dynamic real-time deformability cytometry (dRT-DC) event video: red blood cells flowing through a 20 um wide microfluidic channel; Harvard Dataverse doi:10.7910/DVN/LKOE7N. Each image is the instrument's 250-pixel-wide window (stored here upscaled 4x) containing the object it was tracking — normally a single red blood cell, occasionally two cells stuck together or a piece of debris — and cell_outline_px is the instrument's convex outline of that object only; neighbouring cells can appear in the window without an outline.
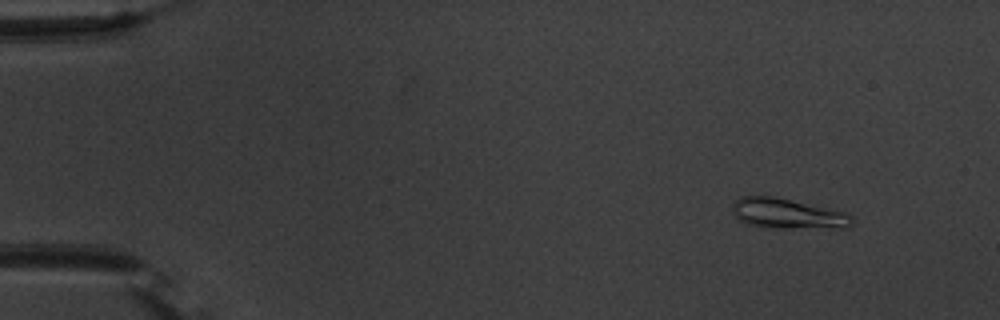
{"species": "common noctule bat (a hibernating species)", "species_latin": "Nyctalus noctula", "temperature_condition": "warm", "stored_images_in_passage": 55, "camera_frame_rate_fps": 3000, "um_per_image_px": 0.085, "animal": {"sex": "male", "body_mass_g": 20.1, "forearm_length_mm": 53.5}, "frame": {"image": 1, "passage_image": 6, "time_ms": 1.667, "image_size_px": [1000, 320], "cell_outline_px": [[852, 224], [848, 228], [784, 228], [748, 224], [740, 220], [732, 212], [732, 204], [740, 196], [772, 196], [848, 212], [852, 216]], "centroid_in_image_um": [66.99, 18.16], "position_along_channel_um": 18.0, "area_um2": 20.98}}
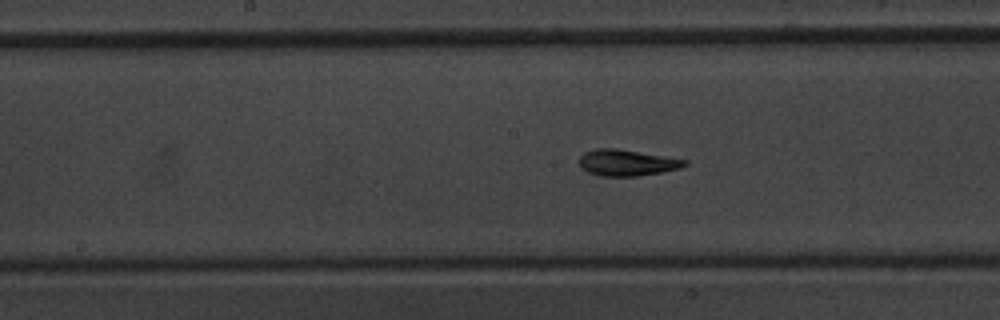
{"frame": {"image": 2, "passage_image": 29, "time_ms": 9.333, "image_size_px": [1000, 320], "cell_outline_px": [[688, 164], [680, 168], [660, 172], [636, 176], [600, 176], [588, 172], [580, 168], [580, 156], [584, 152], [596, 148], [616, 148], [688, 160]], "centroid_in_image_um": [53.26, 13.82], "position_along_channel_um": 194.9, "area_um2": 16.07}}
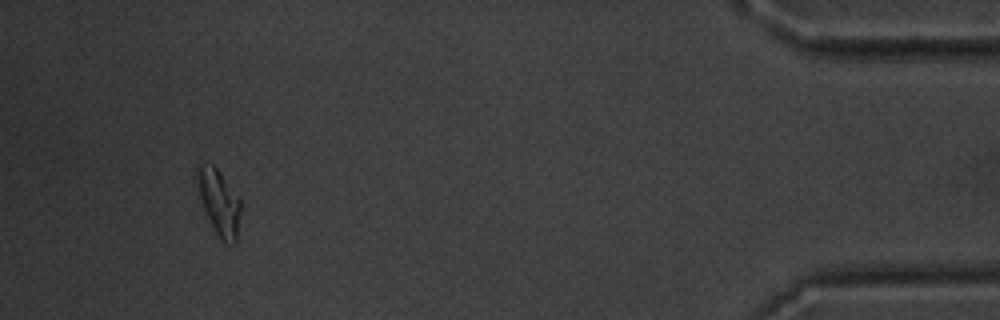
{"frame": {"image": 3, "passage_image": 52, "time_ms": 17.0, "image_size_px": [1000, 320], "cell_outline_px": [[240, 212], [236, 244], [224, 244], [220, 240], [204, 208], [200, 196], [196, 176], [196, 164], [212, 164], [216, 168], [240, 196]], "centroid_in_image_um": [18.64, 17.2], "position_along_channel_um": 416.6, "area_um2": 16.53}, "authors_computed_cell_mechanics": {"area_um2": 16.1262, "velocity_mm_per_s": 3.7154, "shape_relaxation_time_tau1_ms": 3.318, "shape_relaxation_time_tau2_ms": 3.7734, "deformation_change_tau1": 0.1563, "deformation_change_tau2": 0.0859}}